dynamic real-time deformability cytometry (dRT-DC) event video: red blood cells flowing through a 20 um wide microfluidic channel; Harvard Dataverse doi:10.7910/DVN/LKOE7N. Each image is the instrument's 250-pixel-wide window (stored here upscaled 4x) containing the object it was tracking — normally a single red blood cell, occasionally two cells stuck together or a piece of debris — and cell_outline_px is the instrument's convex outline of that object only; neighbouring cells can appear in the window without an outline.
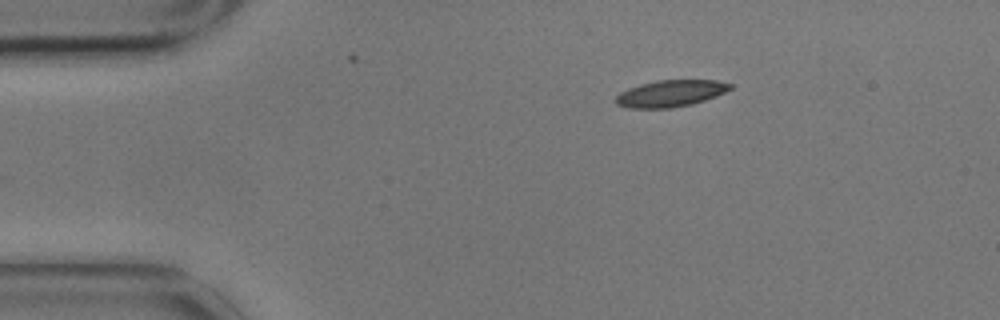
{"species": "common noctule bat (a hibernating species)", "species_latin": "Nyctalus noctula", "temperature_condition": "cold", "stored_images_in_passage": 2, "camera_frame_rate_fps": 3000, "um_per_image_px": 0.085, "animal": {"sex": "male", "body_mass_g": 17.9}, "frame": {"image": 1, "passage_image": 2, "time_ms": 0.333, "image_size_px": [1000, 320], "cell_outline_px": [[732, 88], [716, 96], [692, 104], [672, 108], [628, 108], [616, 104], [616, 96], [620, 92], [628, 88], [640, 84], [656, 80], [716, 80], [732, 84]], "centroid_in_image_um": [56.98, 7.94], "position_along_channel_um": 28.0, "area_um2": 17.8}}